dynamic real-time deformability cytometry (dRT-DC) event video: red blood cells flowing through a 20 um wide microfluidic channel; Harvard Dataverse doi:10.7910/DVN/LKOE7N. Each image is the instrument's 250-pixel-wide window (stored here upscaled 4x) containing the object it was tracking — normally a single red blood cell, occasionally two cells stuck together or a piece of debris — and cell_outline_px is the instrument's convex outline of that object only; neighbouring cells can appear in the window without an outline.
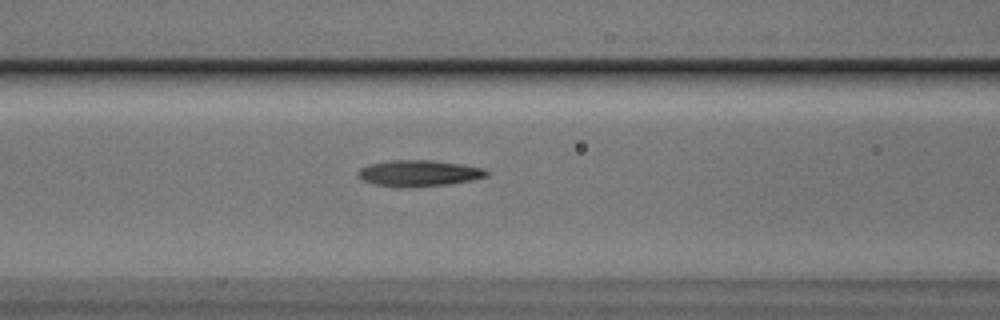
{"species": "Egyptian fruit bat (a non-hibernating species)", "species_latin": "Rousettus aegyptiacus", "temperature_condition": "cold", "stored_images_in_passage": 17, "camera_frame_rate_fps": 3000, "um_per_image_px": 0.085, "animal": {"sex": "male"}, "frame": {"image": 1, "passage_image": 12, "time_ms": 3.667, "image_size_px": [1000, 320], "cell_outline_px": [[488, 176], [472, 180], [448, 184], [396, 188], [372, 184], [360, 180], [356, 176], [360, 168], [368, 164], [392, 160], [432, 160], [460, 164], [484, 168], [488, 172]], "centroid_in_image_um": [35.54, 14.73], "position_along_channel_um": 131.1, "area_um2": 19.83}}
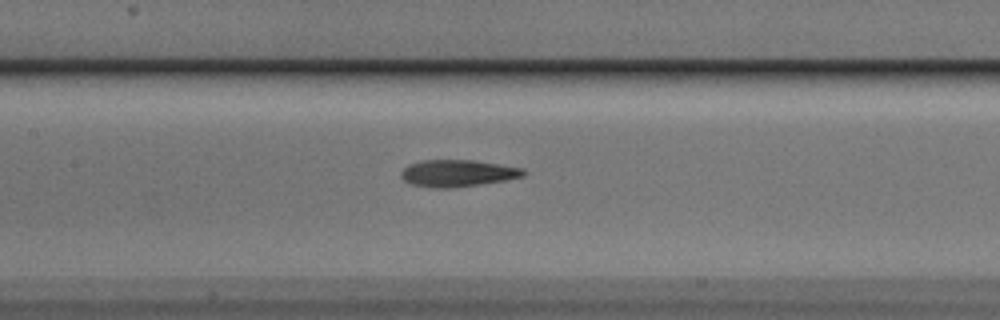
{"frame": {"image": 2, "passage_image": 15, "time_ms": 4.667, "image_size_px": [1000, 320], "cell_outline_px": [[524, 176], [504, 180], [480, 184], [452, 188], [432, 188], [412, 184], [404, 180], [400, 176], [400, 172], [408, 164], [420, 160], [472, 160], [524, 168]], "centroid_in_image_um": [38.85, 14.72], "position_along_channel_um": 168.6, "area_um2": 19.13}}